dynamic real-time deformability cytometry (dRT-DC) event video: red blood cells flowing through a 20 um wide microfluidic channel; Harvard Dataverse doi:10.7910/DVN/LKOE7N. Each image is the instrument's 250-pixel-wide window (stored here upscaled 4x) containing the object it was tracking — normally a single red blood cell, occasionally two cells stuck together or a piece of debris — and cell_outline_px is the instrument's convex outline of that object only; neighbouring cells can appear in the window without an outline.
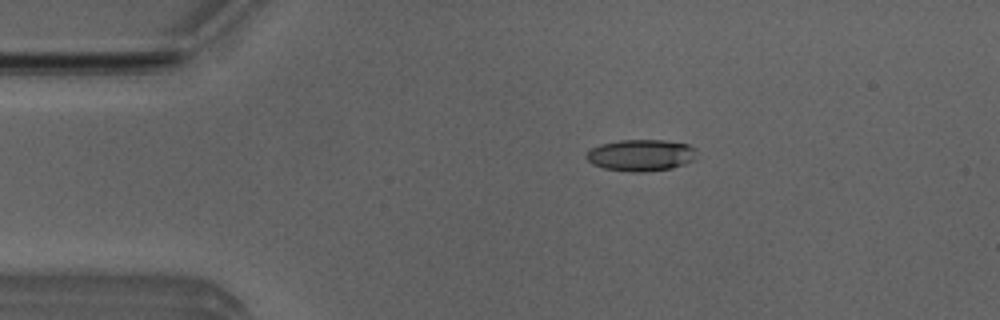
{"species": "Egyptian fruit bat (a non-hibernating species)", "species_latin": "Rousettus aegyptiacus", "temperature_condition": "room temperature", "stored_images_in_passage": 52, "camera_frame_rate_fps": 3000, "um_per_image_px": 0.085, "animal": {"sex": "male"}, "frame": {"image": 1, "passage_image": 10, "time_ms": 3.0, "image_size_px": [1000, 320], "cell_outline_px": [[696, 148], [692, 160], [684, 164], [672, 168], [640, 172], [632, 172], [604, 168], [592, 164], [584, 156], [592, 148], [600, 144], [620, 140], [664, 140], [688, 144]], "centroid_in_image_um": [54.45, 13.19], "position_along_channel_um": 30.5, "area_um2": 20.17}}
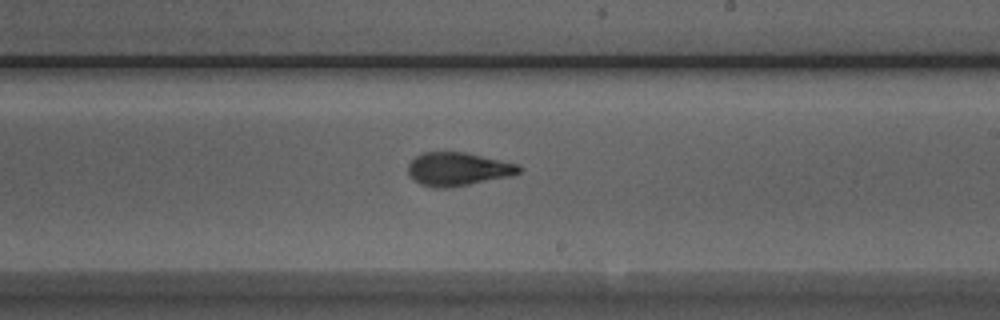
{"frame": {"image": 2, "passage_image": 30, "time_ms": 9.667, "image_size_px": [1000, 320], "cell_outline_px": [[520, 172], [512, 176], [468, 184], [444, 188], [420, 184], [408, 172], [408, 164], [416, 156], [424, 152], [464, 152], [520, 164]], "centroid_in_image_um": [38.96, 14.36], "position_along_channel_um": 250.0, "area_um2": 21.21}}
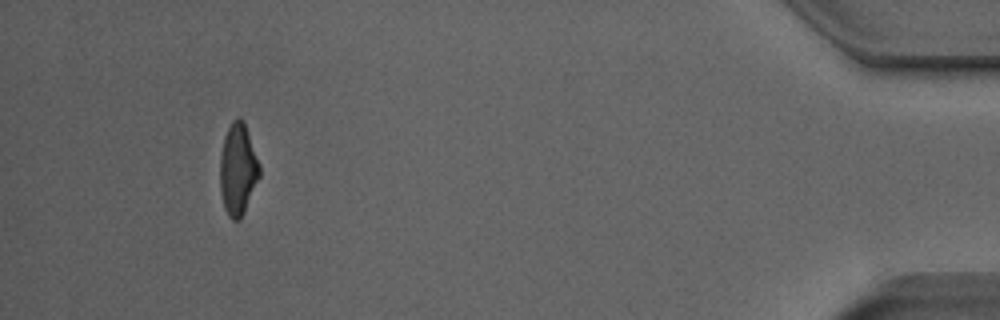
{"frame": {"image": 3, "passage_image": 48, "time_ms": 15.667, "image_size_px": [1000, 320], "cell_outline_px": [[260, 176], [244, 212], [240, 220], [232, 220], [228, 216], [224, 208], [220, 192], [220, 156], [224, 136], [232, 120], [236, 116], [240, 116], [244, 120], [260, 164]], "centroid_in_image_um": [20.22, 14.37], "position_along_channel_um": 415.0, "area_um2": 21.39}, "authors_computed_cell_mechanics": {"area_um2": 21.1259, "velocity_mm_per_s": 3.9807, "shape_relaxation_time_tau1_ms": 5.1819, "shape_relaxation_time_tau2_ms": 1.3252, "deformation_change_tau1": 0.1785, "deformation_change_tau2": 0.0895}}